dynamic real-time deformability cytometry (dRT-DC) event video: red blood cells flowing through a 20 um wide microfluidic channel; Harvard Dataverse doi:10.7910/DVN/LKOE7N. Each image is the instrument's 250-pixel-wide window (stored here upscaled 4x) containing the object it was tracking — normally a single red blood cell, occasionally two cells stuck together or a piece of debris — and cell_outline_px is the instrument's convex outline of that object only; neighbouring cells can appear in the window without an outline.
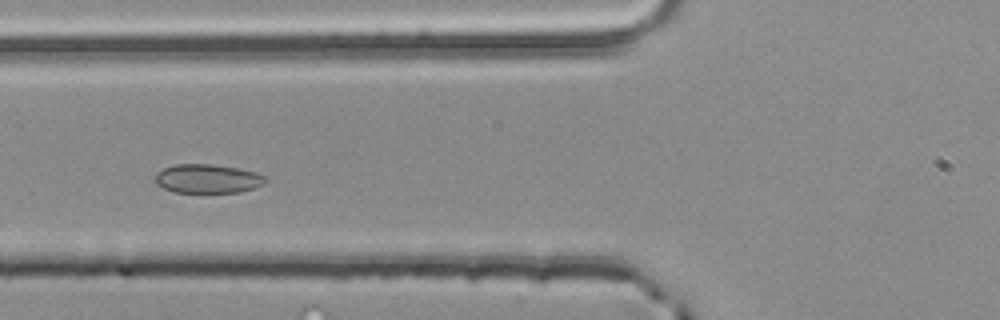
{"species": "common noctule bat (a hibernating species)", "species_latin": "Nyctalus noctula", "temperature_condition": "room temperature", "stored_images_in_passage": 3, "camera_frame_rate_fps": 3000, "um_per_image_px": 0.085, "animal": {"sex": "male", "body_mass_g": 20.4}, "frame": {"image": 1, "passage_image": 3, "time_ms": 0.667, "image_size_px": [1000, 320], "cell_outline_px": [[268, 180], [264, 184], [240, 192], [176, 192], [164, 188], [156, 184], [156, 172], [164, 168], [176, 164], [212, 164], [236, 168], [256, 172], [268, 176]], "centroid_in_image_um": [17.68, 15.18], "position_along_channel_um": 108.1, "area_um2": 18.55}}